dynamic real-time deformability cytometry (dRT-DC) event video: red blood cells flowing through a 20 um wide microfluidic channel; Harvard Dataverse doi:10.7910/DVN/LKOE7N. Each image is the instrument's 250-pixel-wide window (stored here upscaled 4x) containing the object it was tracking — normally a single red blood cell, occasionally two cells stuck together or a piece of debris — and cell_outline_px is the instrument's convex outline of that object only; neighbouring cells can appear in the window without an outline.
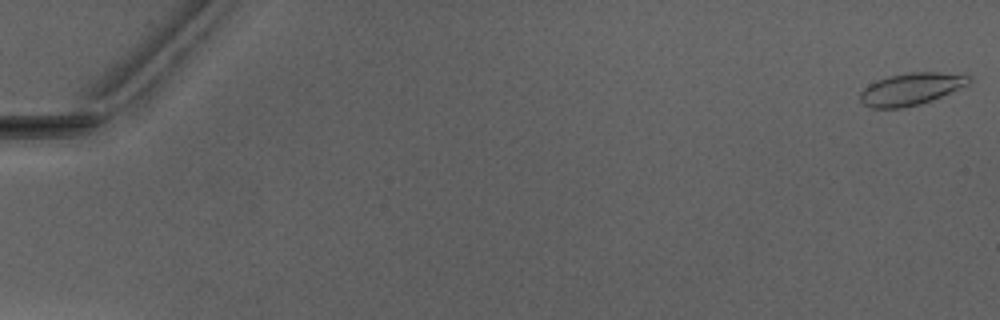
{"species": "Egyptian fruit bat (a non-hibernating species)", "species_latin": "Rousettus aegyptiacus", "temperature_condition": "warm", "stored_images_in_passage": 43, "camera_frame_rate_fps": 3000, "um_per_image_px": 0.085, "animal": {"sex": "male"}, "frame": {"image": 1, "passage_image": 1, "time_ms": 0.0, "image_size_px": [1000, 320], "cell_outline_px": [[972, 80], [968, 84], [932, 100], [920, 104], [900, 108], [872, 108], [864, 104], [860, 100], [860, 92], [864, 88], [888, 76], [908, 72], [940, 72], [972, 76]], "centroid_in_image_um": [77.45, 7.56], "position_along_channel_um": 7.6, "area_um2": 20.11}, "authors_computed_cell_mechanics": {"area_um2": 20.2878, "velocity_mm_per_s": 4.0889, "shape_relaxation_time_tau1_ms": 6.3283, "shape_relaxation_time_tau2_ms": 1.4203, "deformation_change_tau1": 0.2187, "deformation_change_tau2": 0.0832}}